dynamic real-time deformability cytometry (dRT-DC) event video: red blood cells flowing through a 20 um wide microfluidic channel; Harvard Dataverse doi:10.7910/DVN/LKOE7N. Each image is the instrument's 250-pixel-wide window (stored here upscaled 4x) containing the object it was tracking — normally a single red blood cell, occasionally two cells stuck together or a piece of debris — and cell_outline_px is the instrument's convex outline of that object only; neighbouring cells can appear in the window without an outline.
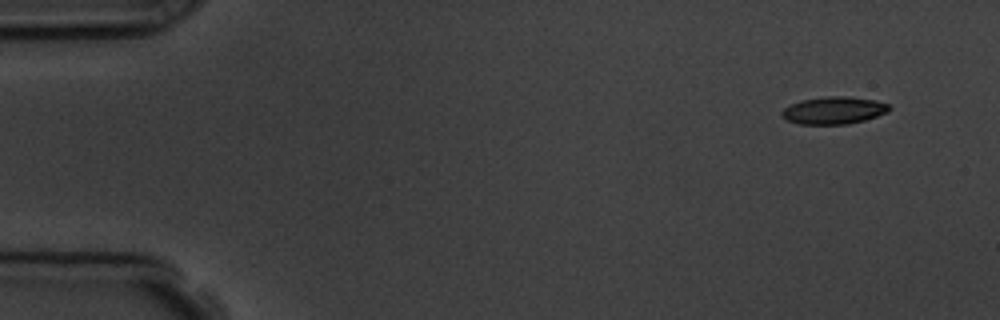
{"species": "common noctule bat (a hibernating species)", "species_latin": "Nyctalus noctula", "temperature_condition": "room temperature", "stored_images_in_passage": 4, "camera_frame_rate_fps": 3000, "um_per_image_px": 0.085, "animal": {"sex": "male", "body_mass_g": 19.5, "forearm_length_mm": 54.6}, "frame": {"image": 1, "passage_image": 1, "time_ms": 0.0, "image_size_px": [1000, 320], "cell_outline_px": [[892, 108], [888, 112], [864, 120], [848, 124], [800, 124], [788, 120], [780, 112], [784, 108], [800, 100], [824, 96], [848, 96], [876, 100], [888, 104]], "centroid_in_image_um": [70.9, 9.37], "position_along_channel_um": 14.1, "area_um2": 17.11}}